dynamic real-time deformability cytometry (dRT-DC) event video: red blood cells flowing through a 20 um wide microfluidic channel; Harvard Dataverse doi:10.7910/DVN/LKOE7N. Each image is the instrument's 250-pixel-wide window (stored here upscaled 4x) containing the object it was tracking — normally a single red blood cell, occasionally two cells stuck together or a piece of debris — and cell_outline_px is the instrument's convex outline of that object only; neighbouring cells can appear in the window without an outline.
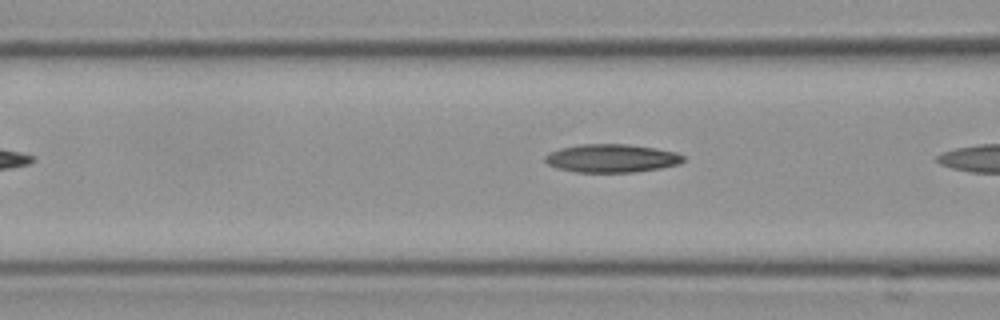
{"species": "Egyptian fruit bat (a non-hibernating species)", "species_latin": "Rousettus aegyptiacus", "temperature_condition": "cold", "stored_images_in_passage": 6, "camera_frame_rate_fps": 3000, "um_per_image_px": 0.085, "frame": {"image": 1, "passage_image": 5, "time_ms": 1.333, "image_size_px": [1000, 320], "cell_outline_px": [[684, 160], [680, 164], [660, 168], [632, 172], [576, 172], [556, 168], [548, 164], [544, 160], [544, 156], [548, 152], [560, 148], [580, 144], [628, 144], [656, 148], [676, 152], [684, 156]], "centroid_in_image_um": [51.97, 13.45], "position_along_channel_um": 114.6, "area_um2": 22.89}}